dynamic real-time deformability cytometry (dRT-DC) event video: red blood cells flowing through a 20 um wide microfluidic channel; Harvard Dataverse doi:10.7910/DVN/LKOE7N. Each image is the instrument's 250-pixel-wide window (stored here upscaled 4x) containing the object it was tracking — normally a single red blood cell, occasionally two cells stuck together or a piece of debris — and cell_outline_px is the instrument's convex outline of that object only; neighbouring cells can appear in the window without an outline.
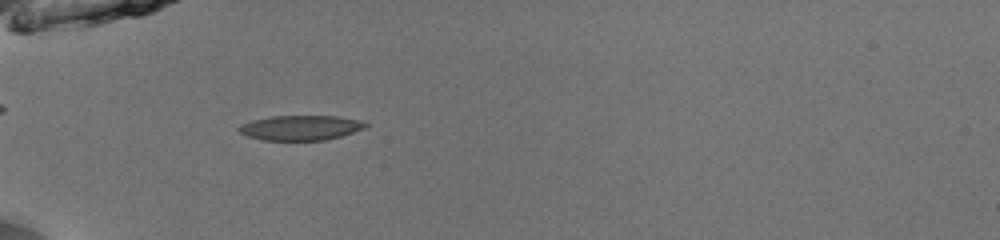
{"species": "common noctule bat (a hibernating species)", "species_latin": "Nyctalus noctula", "temperature_condition": "room temperature", "stored_images_in_passage": 35, "camera_frame_rate_fps": 3000, "um_per_image_px": 0.085, "animal": {"sex": "male", "body_mass_g": 13.0, "forearm_length_mm": 53.1}, "frame": {"image": 1, "passage_image": 1, "time_ms": 0.0, "image_size_px": [1000, 240], "cell_outline_px": [[368, 124], [364, 128], [340, 136], [324, 140], [264, 140], [248, 136], [240, 132], [236, 128], [240, 124], [252, 120], [272, 116], [336, 116], [360, 120]], "centroid_in_image_um": [25.51, 10.85], "position_along_channel_um": 59.5, "area_um2": 18.21}}
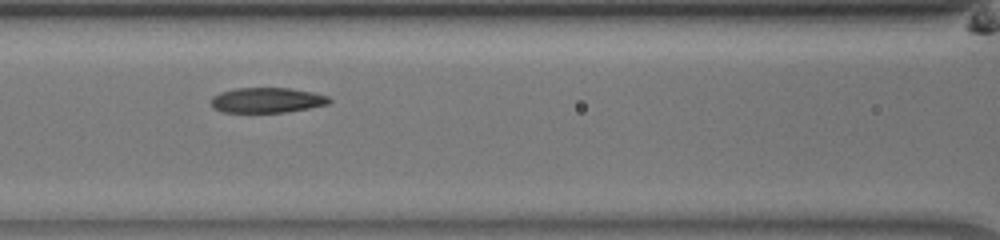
{"frame": {"image": 2, "passage_image": 8, "time_ms": 2.333, "image_size_px": [1000, 240], "cell_outline_px": [[332, 100], [328, 104], [308, 108], [284, 112], [224, 112], [212, 108], [212, 96], [220, 92], [236, 88], [292, 88], [312, 92], [328, 96]], "centroid_in_image_um": [22.69, 8.51], "position_along_channel_um": 143.9, "area_um2": 17.28}}
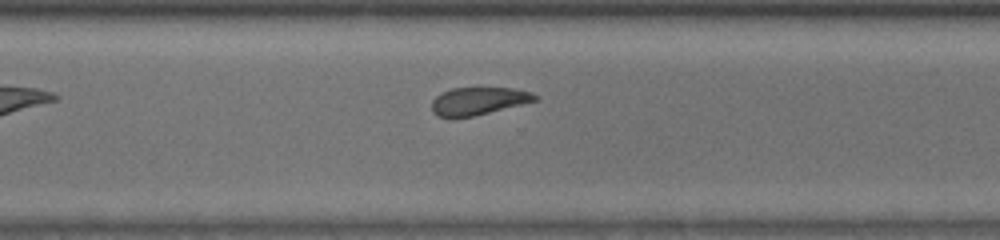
{"frame": {"image": 3, "passage_image": 22, "time_ms": 7.0, "image_size_px": [1000, 240], "cell_outline_px": [[540, 100], [472, 116], [436, 116], [432, 112], [432, 100], [440, 92], [452, 88], [512, 88], [532, 92]], "centroid_in_image_um": [40.67, 8.57], "position_along_channel_um": 329.9, "area_um2": 16.47}, "authors_computed_cell_mechanics": {"area_um2": 17.8024, "velocity_mm_per_s": 3.9985, "shape_relaxation_time_tau1_ms": 3.2621, "shape_relaxation_time_tau2_ms": 2.3933, "deformation_change_tau1": 0.1084, "deformation_change_tau2": 0.0865}}